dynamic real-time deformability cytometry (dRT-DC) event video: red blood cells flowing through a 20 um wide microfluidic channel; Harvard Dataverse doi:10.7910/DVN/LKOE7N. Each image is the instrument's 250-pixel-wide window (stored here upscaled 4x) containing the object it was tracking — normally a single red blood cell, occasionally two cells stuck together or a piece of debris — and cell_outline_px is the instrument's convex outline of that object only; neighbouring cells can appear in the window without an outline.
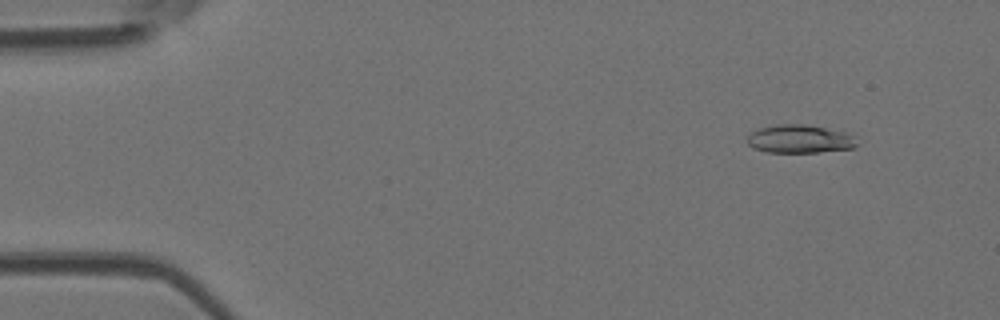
{"species": "Egyptian fruit bat (a non-hibernating species)", "species_latin": "Rousettus aegyptiacus", "temperature_condition": "room temperature", "stored_images_in_passage": 50, "camera_frame_rate_fps": 3000, "um_per_image_px": 0.085, "animal": {"sex": "female"}, "frame": {"image": 1, "passage_image": 3, "time_ms": 0.667, "image_size_px": [1000, 320], "cell_outline_px": [[856, 144], [852, 148], [816, 152], [768, 152], [752, 148], [748, 144], [748, 136], [752, 132], [760, 128], [776, 124], [804, 124], [844, 132], [852, 136]], "centroid_in_image_um": [67.91, 11.81], "position_along_channel_um": 17.1, "area_um2": 17.69}}
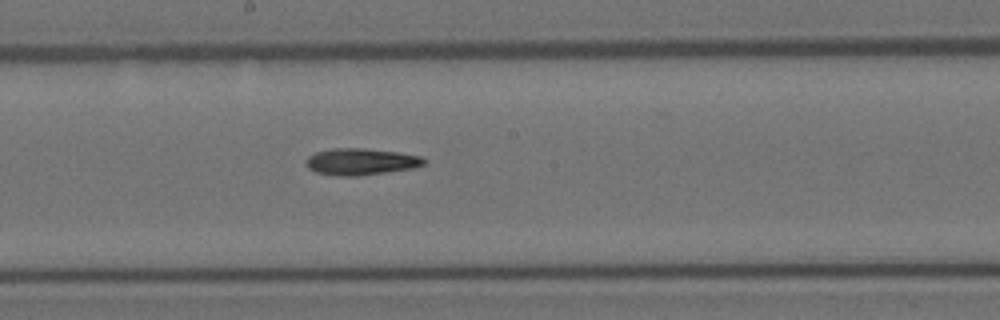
{"frame": {"image": 2, "passage_image": 26, "time_ms": 8.333, "image_size_px": [1000, 320], "cell_outline_px": [[428, 160], [424, 164], [412, 168], [356, 176], [336, 176], [316, 172], [308, 168], [304, 164], [304, 160], [308, 156], [316, 152], [332, 148], [364, 148], [400, 152], [420, 156]], "centroid_in_image_um": [30.64, 13.73], "position_along_channel_um": 217.6, "area_um2": 18.44}}
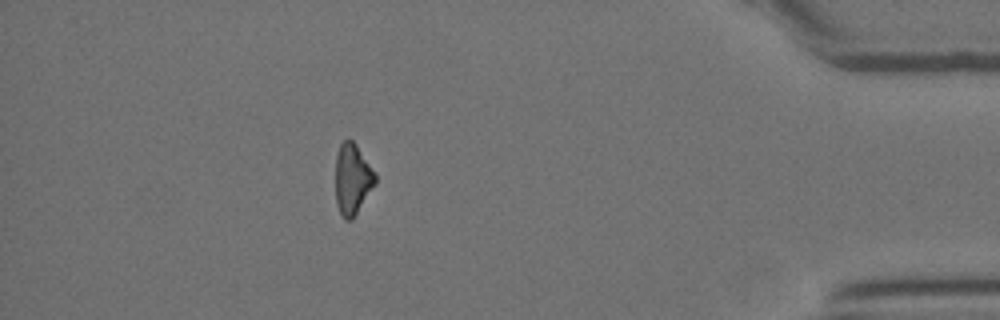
{"frame": {"image": 3, "passage_image": 44, "time_ms": 14.333, "image_size_px": [1000, 320], "cell_outline_px": [[376, 184], [352, 220], [344, 220], [336, 204], [336, 156], [340, 144], [344, 140], [352, 140], [356, 144], [376, 176]], "centroid_in_image_um": [29.95, 15.26], "position_along_channel_um": 405.3, "area_um2": 16.24}}